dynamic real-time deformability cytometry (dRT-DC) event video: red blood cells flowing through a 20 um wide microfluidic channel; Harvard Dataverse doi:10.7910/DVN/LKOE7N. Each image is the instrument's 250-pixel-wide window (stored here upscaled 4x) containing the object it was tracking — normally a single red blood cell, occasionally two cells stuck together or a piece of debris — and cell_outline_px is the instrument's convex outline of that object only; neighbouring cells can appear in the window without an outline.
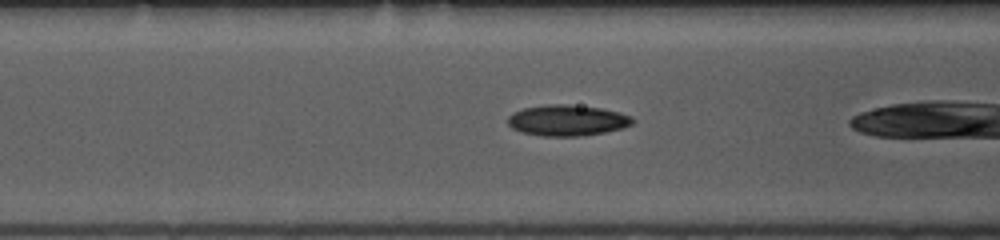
{"species": "common noctule bat (a hibernating species)", "species_latin": "Nyctalus noctula", "temperature_condition": "room temperature", "stored_images_in_passage": 6, "camera_frame_rate_fps": 3000, "um_per_image_px": 0.085, "animal": {"sex": "female", "body_mass_g": 10.0, "forearm_length_mm": 53.1}, "frame": {"image": 1, "passage_image": 4, "time_ms": 1.0, "image_size_px": [1000, 240], "cell_outline_px": [[636, 120], [632, 124], [624, 128], [604, 132], [576, 136], [544, 136], [520, 132], [512, 128], [508, 124], [508, 116], [512, 112], [524, 108], [548, 104], [568, 104], [600, 108], [620, 112], [632, 116]], "centroid_in_image_um": [48.22, 10.22], "position_along_channel_um": 118.4, "area_um2": 22.6}}